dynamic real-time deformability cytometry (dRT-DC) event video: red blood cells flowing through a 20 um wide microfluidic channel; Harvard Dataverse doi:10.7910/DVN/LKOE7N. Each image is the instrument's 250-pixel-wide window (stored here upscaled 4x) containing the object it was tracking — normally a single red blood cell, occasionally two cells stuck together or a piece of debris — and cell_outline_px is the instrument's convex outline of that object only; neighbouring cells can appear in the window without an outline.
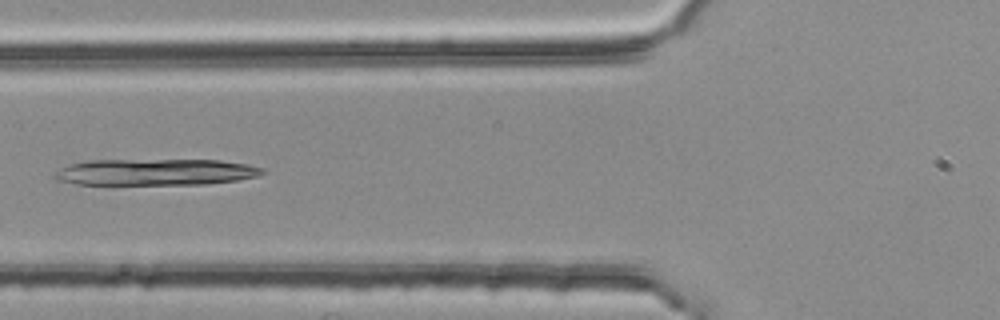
{"species": "common noctule bat (a hibernating species)", "species_latin": "Nyctalus noctula", "temperature_condition": "room temperature", "stored_images_in_passage": 4, "camera_frame_rate_fps": 3000, "um_per_image_px": 0.085, "animal": {"sex": "female", "body_mass_g": 25.1}, "frame": {"image": 1, "passage_image": 4, "time_ms": 1.0, "image_size_px": [1000, 320], "cell_outline_px": [[264, 172], [256, 176], [236, 180], [204, 184], [76, 184], [56, 180], [52, 176], [60, 168], [68, 164], [88, 160], [220, 160], [248, 164], [264, 168]], "centroid_in_image_um": [13.18, 14.62], "position_along_channel_um": 112.6, "area_um2": 31.96}}